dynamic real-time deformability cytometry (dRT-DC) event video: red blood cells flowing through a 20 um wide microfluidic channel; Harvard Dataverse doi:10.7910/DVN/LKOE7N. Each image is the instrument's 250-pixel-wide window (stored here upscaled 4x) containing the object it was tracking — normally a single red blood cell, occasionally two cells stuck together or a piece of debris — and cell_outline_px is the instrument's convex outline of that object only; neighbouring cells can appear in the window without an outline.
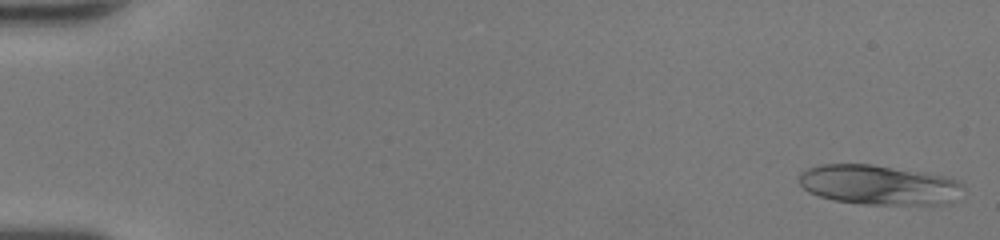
{"species": "human", "species_latin": "Homo sapiens", "temperature_condition": "room temperature", "stored_images_in_passage": 48, "camera_frame_rate_fps": 3000, "um_per_image_px": 0.085, "donor": {"sex": "female"}, "frame": {"image": 1, "passage_image": 1, "time_ms": 0.0, "image_size_px": [1000, 240], "cell_outline_px": [[964, 188], [952, 204], [860, 204], [832, 200], [808, 192], [800, 184], [800, 172], [808, 168], [820, 164], [872, 164], [928, 172], [960, 180], [964, 184]], "centroid_in_image_um": [74.75, 15.71], "position_along_channel_um": 10.3, "area_um2": 38.55}}
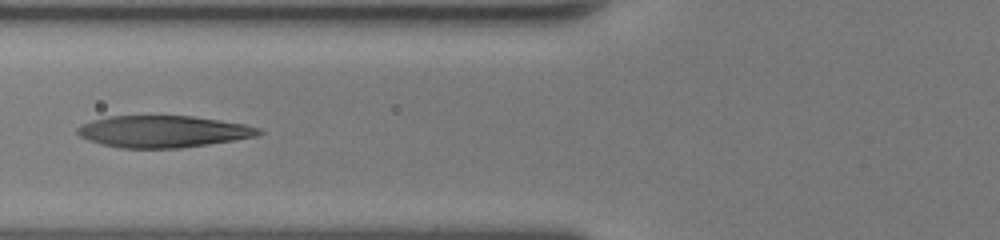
{"frame": {"image": 2, "passage_image": 20, "time_ms": 6.333, "image_size_px": [1000, 240], "cell_outline_px": [[264, 132], [256, 136], [208, 144], [180, 148], [120, 148], [100, 144], [88, 140], [80, 136], [76, 132], [76, 128], [80, 124], [92, 120], [108, 116], [192, 116], [220, 120], [244, 124], [260, 128]], "centroid_in_image_um": [13.82, 11.18], "position_along_channel_um": 112.0, "area_um2": 33.64}}
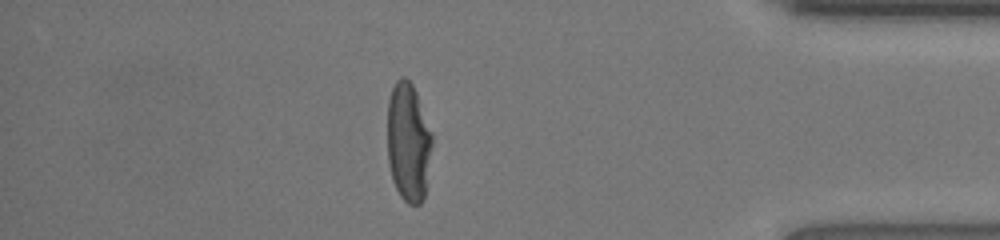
{"frame": {"image": 3, "passage_image": 42, "time_ms": 13.667, "image_size_px": [1000, 240], "cell_outline_px": [[432, 144], [424, 196], [420, 204], [408, 204], [400, 196], [392, 180], [388, 164], [388, 100], [392, 88], [396, 80], [400, 76], [404, 76], [412, 84], [416, 92], [432, 132]], "centroid_in_image_um": [34.7, 12.07], "position_along_channel_um": 400.5, "area_um2": 30.98}, "authors_computed_cell_mechanics": {"area_um2": 34.7956, "velocity_mm_per_s": 4.3492, "shape_relaxation_time_tau1_ms": 4.3408, "shape_relaxation_time_tau2_ms": 1.3234, "deformation_change_tau1": 0.227, "deformation_change_tau2": 0.1105}}